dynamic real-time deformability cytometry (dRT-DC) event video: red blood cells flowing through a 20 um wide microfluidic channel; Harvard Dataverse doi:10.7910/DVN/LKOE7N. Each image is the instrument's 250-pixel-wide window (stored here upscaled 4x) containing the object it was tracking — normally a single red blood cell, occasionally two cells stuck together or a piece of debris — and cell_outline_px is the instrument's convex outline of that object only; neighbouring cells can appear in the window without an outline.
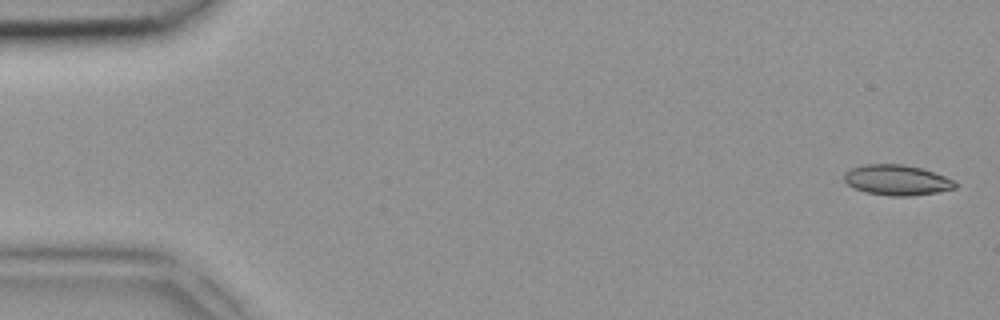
{"species": "common noctule bat (a hibernating species)", "species_latin": "Nyctalus noctula", "temperature_condition": "room temperature", "stored_images_in_passage": 3, "segment_of_instrument_passage": [2, 2], "camera_frame_rate_fps": 3000, "um_per_image_px": 0.085, "animal": {"sex": "female", "body_mass_g": 18.4}, "frame": {"image": 1, "passage_image": 3, "time_ms": 0.667, "image_size_px": [1000, 320], "cell_outline_px": [[956, 188], [936, 192], [908, 196], [888, 196], [864, 192], [852, 188], [844, 180], [844, 172], [852, 168], [864, 164], [904, 164], [920, 168], [944, 176], [952, 180], [956, 184]], "centroid_in_image_um": [76.17, 15.31], "position_along_channel_um": 8.8, "area_um2": 19.59}}